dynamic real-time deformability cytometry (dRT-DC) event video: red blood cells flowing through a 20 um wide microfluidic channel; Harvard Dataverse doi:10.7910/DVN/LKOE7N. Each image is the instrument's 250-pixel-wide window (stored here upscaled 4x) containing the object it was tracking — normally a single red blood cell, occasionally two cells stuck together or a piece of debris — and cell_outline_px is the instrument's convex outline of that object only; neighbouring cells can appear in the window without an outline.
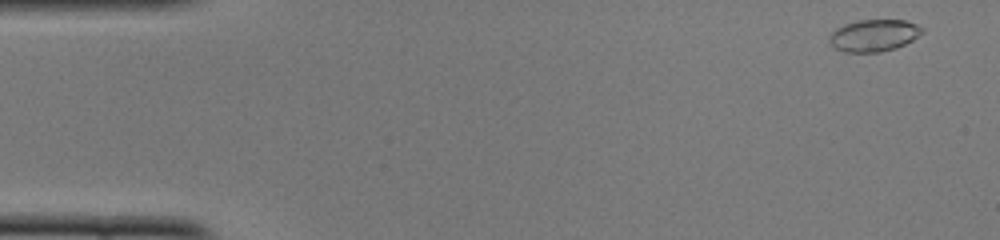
{"species": "common noctule bat (a hibernating species)", "species_latin": "Nyctalus noctula", "temperature_condition": "cold", "stored_images_in_passage": 48, "camera_frame_rate_fps": 3000, "um_per_image_px": 0.085, "animal": {"sex": "female", "body_mass_g": 22.0, "forearm_length_mm": 56.7}, "frame": {"image": 1, "passage_image": 1, "time_ms": 0.0, "image_size_px": [1000, 240], "cell_outline_px": [[924, 32], [912, 40], [896, 48], [880, 52], [844, 52], [836, 48], [828, 40], [828, 36], [836, 28], [844, 24], [856, 20], [904, 20], [916, 24], [924, 28]], "centroid_in_image_um": [74.27, 3.0], "position_along_channel_um": 10.7, "area_um2": 17.34}}
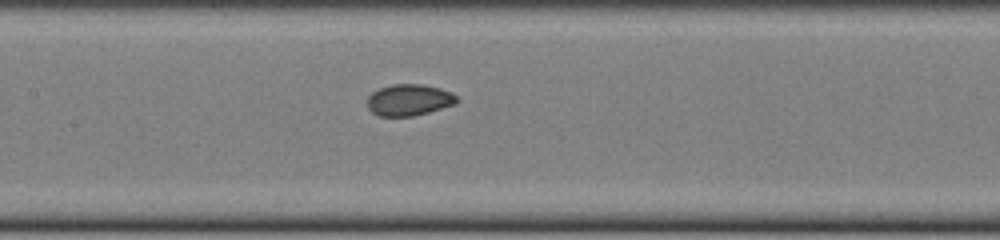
{"frame": {"image": 2, "passage_image": 22, "time_ms": 7.0, "image_size_px": [1000, 240], "cell_outline_px": [[460, 100], [456, 104], [428, 112], [412, 116], [380, 116], [372, 112], [368, 108], [368, 96], [372, 92], [380, 88], [392, 84], [424, 84], [440, 88], [452, 92]], "centroid_in_image_um": [34.79, 8.49], "position_along_channel_um": 172.6, "area_um2": 16.47}}
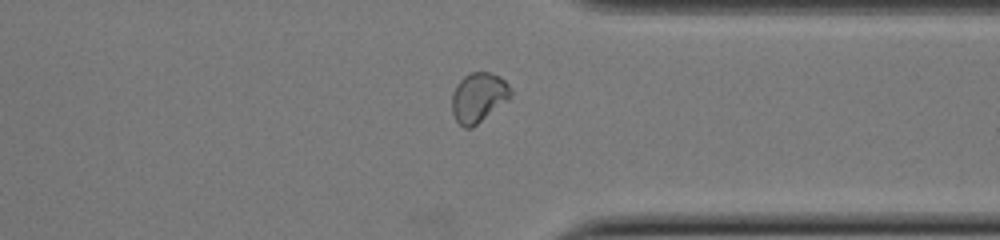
{"frame": {"image": 3, "passage_image": 37, "time_ms": 12.0, "image_size_px": [1000, 240], "cell_outline_px": [[512, 96], [508, 100], [472, 128], [464, 128], [456, 120], [452, 112], [452, 96], [456, 84], [468, 72], [492, 72], [500, 76], [508, 84], [512, 92]], "centroid_in_image_um": [40.68, 8.27], "position_along_channel_um": 370.7, "area_um2": 17.11}, "authors_computed_cell_mechanics": {"area_um2": 17.051, "velocity_mm_per_s": 3.998, "shape_relaxation_time_tau1_ms": 4.9644, "shape_relaxation_time_tau2_ms": null, "deformation_change_tau1": 0.1222, "deformation_change_tau2": null}}